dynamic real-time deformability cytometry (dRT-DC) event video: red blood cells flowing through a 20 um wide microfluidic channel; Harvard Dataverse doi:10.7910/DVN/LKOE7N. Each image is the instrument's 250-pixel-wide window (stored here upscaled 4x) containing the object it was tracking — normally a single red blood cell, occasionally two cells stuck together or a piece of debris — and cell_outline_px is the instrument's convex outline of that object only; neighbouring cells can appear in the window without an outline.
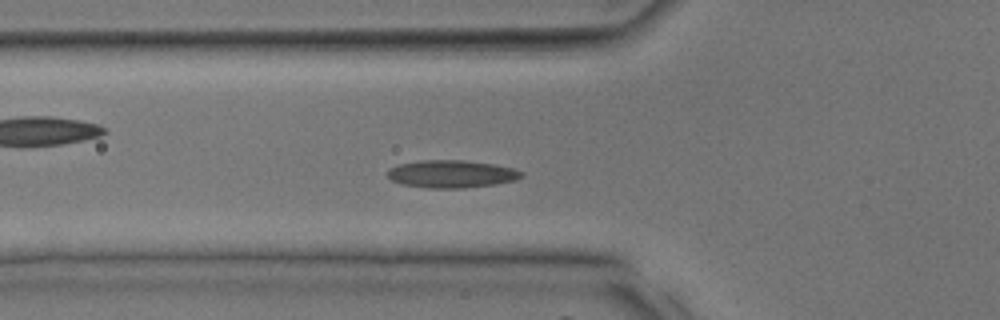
{"species": "common noctule bat (a hibernating species)", "species_latin": "Nyctalus noctula", "temperature_condition": "room temperature", "stored_images_in_passage": 36, "camera_frame_rate_fps": 3000, "um_per_image_px": 0.085, "animal": {"sex": "male", "body_mass_g": 17.9, "forearm_length_mm": 54.2}, "frame": {"image": 1, "passage_image": 11, "time_ms": 3.333, "image_size_px": [1000, 320], "cell_outline_px": [[524, 176], [516, 180], [496, 184], [464, 188], [428, 188], [404, 184], [392, 180], [388, 176], [388, 168], [400, 164], [420, 160], [464, 160], [492, 164], [512, 168], [524, 172]], "centroid_in_image_um": [38.41, 14.78], "position_along_channel_um": 87.4, "area_um2": 21.5}}
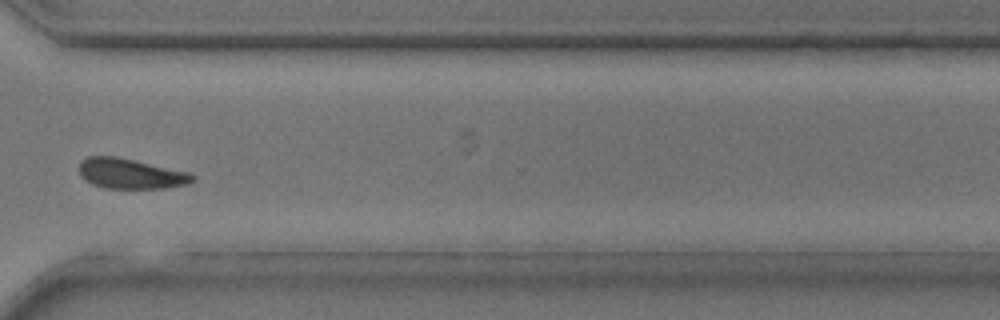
{"frame": {"image": 2, "passage_image": 26, "time_ms": 8.333, "image_size_px": [1000, 320], "cell_outline_px": [[196, 176], [188, 184], [164, 188], [104, 188], [92, 184], [84, 180], [80, 176], [80, 160], [88, 156], [116, 156], [188, 172]], "centroid_in_image_um": [11.06, 14.76], "position_along_channel_um": 359.5, "area_um2": 19.88}}
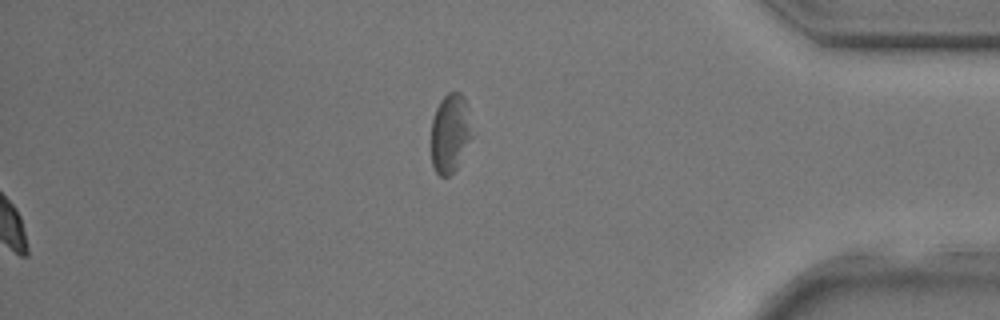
{"frame": {"image": 3, "passage_image": 36, "time_ms": 11.667, "image_size_px": [1000, 320], "cell_outline_px": [[472, 136], [456, 168], [448, 176], [440, 176], [436, 172], [432, 164], [432, 120], [436, 108], [440, 100], [448, 92], [460, 92], [464, 96], [468, 104]], "centroid_in_image_um": [38.27, 11.28], "position_along_channel_um": 396.9, "area_um2": 18.67}}